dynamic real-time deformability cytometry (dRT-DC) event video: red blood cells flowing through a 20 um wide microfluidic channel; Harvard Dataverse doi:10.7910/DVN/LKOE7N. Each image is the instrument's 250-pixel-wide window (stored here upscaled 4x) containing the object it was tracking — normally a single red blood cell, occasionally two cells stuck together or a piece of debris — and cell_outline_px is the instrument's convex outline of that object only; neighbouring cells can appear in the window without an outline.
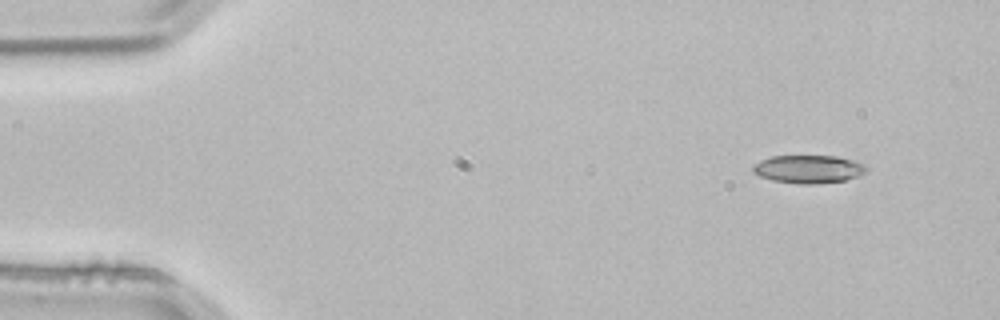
{"species": "common noctule bat (a hibernating species)", "species_latin": "Nyctalus noctula", "temperature_condition": "room temperature", "stored_images_in_passage": 3, "camera_frame_rate_fps": 3000, "um_per_image_px": 0.085, "animal": {"sex": "male", "body_mass_g": 21.5, "forearm_length_mm": 52.0}, "frame": {"image": 1, "passage_image": 1, "time_ms": 0.0, "image_size_px": [1000, 320], "cell_outline_px": [[868, 168], [864, 172], [856, 176], [844, 180], [816, 184], [800, 184], [772, 180], [760, 176], [752, 172], [752, 164], [760, 160], [772, 156], [836, 156], [852, 160], [864, 164]], "centroid_in_image_um": [68.67, 14.37], "position_along_channel_um": 16.3, "area_um2": 18.5}}
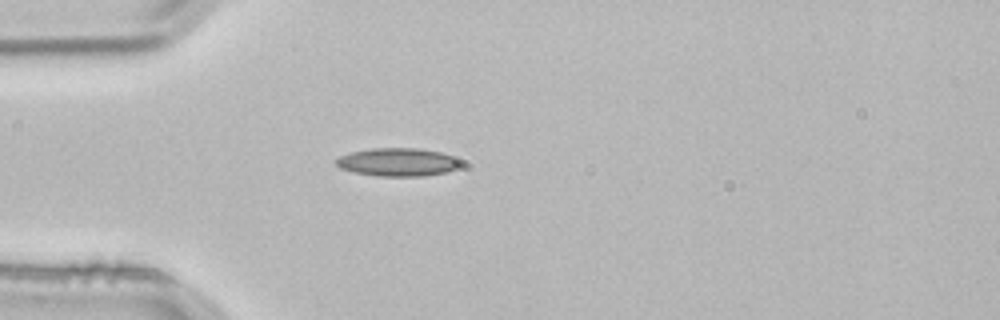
{"frame": {"image": 2, "passage_image": 3, "time_ms": 0.667, "image_size_px": [1000, 320], "cell_outline_px": [[460, 164], [456, 168], [448, 172], [424, 176], [380, 176], [352, 172], [340, 168], [336, 164], [336, 160], [340, 156], [352, 152], [372, 148], [420, 148], [440, 152], [452, 156], [460, 160]], "centroid_in_image_um": [33.81, 13.78], "position_along_channel_um": 51.2, "area_um2": 20.4}}